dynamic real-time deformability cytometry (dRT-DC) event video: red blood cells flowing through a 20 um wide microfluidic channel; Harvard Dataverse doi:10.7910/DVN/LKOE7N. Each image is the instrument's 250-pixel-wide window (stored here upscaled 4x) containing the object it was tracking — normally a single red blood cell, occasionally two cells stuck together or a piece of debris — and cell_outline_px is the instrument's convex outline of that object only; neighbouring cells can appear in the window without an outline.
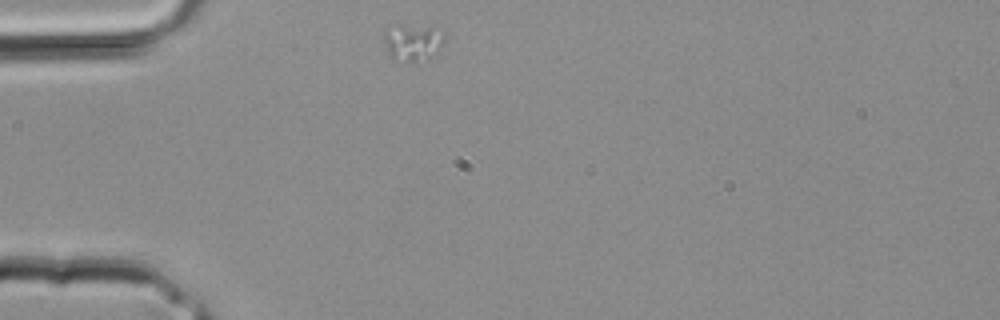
{"species": "common noctule bat (a hibernating species)", "species_latin": "Nyctalus noctula", "temperature_condition": "room temperature", "stored_images_in_passage": 4, "camera_frame_rate_fps": 3000, "um_per_image_px": 0.085, "animal": {"sex": "male", "body_mass_g": 20.4}, "frame": {"image": 1, "passage_image": 1, "time_ms": 0.0, "image_size_px": [1000, 320], "cell_outline_px": [[444, 40], [440, 48], [428, 60], [416, 64], [392, 60], [388, 56], [384, 40], [384, 32], [388, 24], [396, 24], [428, 28], [444, 32]], "centroid_in_image_um": [35.01, 3.65], "position_along_channel_um": 50.0, "area_um2": 13.47}}